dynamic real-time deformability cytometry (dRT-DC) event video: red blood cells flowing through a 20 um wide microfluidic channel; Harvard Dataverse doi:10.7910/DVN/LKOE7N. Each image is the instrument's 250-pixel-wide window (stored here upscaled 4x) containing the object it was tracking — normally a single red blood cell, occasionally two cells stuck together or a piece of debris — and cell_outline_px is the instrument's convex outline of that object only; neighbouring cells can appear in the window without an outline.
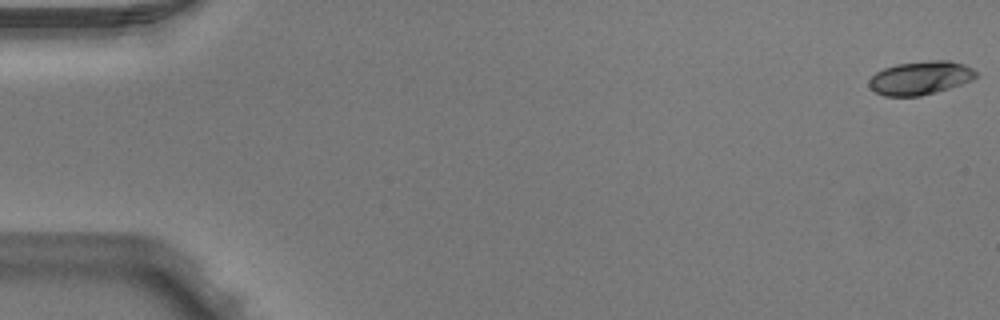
{"species": "Egyptian fruit bat (a non-hibernating species)", "species_latin": "Rousettus aegyptiacus", "temperature_condition": "warm", "stored_images_in_passage": 3, "camera_frame_rate_fps": 3000, "um_per_image_px": 0.085, "animal": {"sex": "male"}, "frame": {"image": 1, "passage_image": 1, "time_ms": 0.0, "image_size_px": [1000, 320], "cell_outline_px": [[980, 76], [972, 80], [936, 92], [920, 96], [884, 96], [876, 92], [868, 84], [868, 80], [876, 72], [884, 68], [896, 64], [928, 60], [948, 60], [964, 64], [972, 68]], "centroid_in_image_um": [78.24, 6.61], "position_along_channel_um": 6.8, "area_um2": 20.92}}